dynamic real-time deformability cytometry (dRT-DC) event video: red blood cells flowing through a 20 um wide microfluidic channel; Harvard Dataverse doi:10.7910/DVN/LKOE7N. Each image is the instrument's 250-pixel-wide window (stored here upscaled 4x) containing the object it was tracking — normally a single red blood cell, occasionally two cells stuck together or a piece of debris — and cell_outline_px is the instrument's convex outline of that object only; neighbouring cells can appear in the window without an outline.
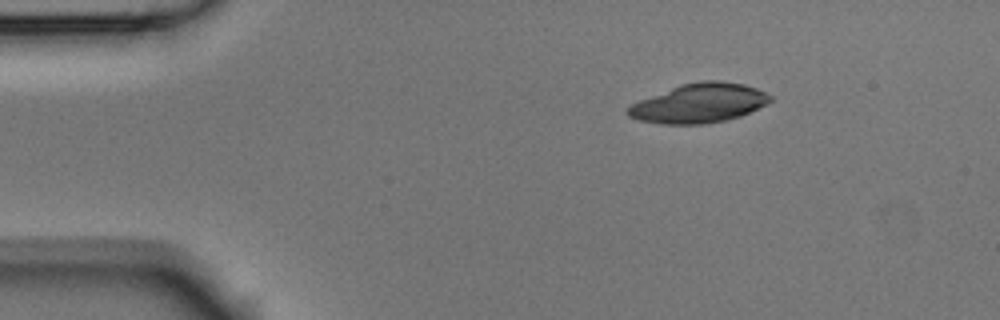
{"species": "Egyptian fruit bat (a non-hibernating species)", "species_latin": "Rousettus aegyptiacus", "temperature_condition": "room temperature", "stored_images_in_passage": 3, "camera_frame_rate_fps": 3000, "um_per_image_px": 0.085, "animal": {"sex": "male"}, "frame": {"image": 1, "passage_image": 1, "time_ms": 0.0, "image_size_px": [1000, 320], "cell_outline_px": [[772, 100], [768, 104], [740, 116], [724, 120], [704, 124], [664, 124], [640, 120], [628, 116], [624, 112], [624, 108], [628, 104], [680, 84], [700, 80], [720, 80], [744, 84], [756, 88], [772, 96]], "centroid_in_image_um": [59.38, 8.76], "position_along_channel_um": 25.6, "area_um2": 32.89}}